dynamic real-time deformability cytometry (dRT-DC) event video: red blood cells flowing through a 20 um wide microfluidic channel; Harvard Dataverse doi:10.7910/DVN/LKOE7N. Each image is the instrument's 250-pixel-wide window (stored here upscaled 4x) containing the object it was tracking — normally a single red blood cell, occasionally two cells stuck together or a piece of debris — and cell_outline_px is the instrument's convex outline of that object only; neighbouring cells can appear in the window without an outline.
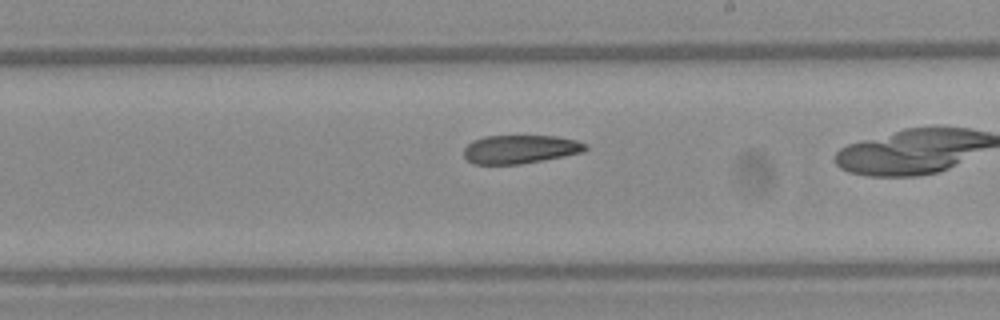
{"species": "Egyptian fruit bat (a non-hibernating species)", "species_latin": "Rousettus aegyptiacus", "temperature_condition": "warm", "stored_images_in_passage": 25, "camera_frame_rate_fps": 3000, "um_per_image_px": 0.085, "frame": {"image": 1, "passage_image": 15, "time_ms": 4.667, "image_size_px": [1000, 320], "cell_outline_px": [[588, 148], [584, 152], [564, 156], [520, 164], [472, 164], [464, 156], [464, 148], [472, 140], [484, 136], [556, 136], [576, 140], [588, 144]], "centroid_in_image_um": [44.22, 12.68], "position_along_channel_um": 244.8, "area_um2": 20.29}}
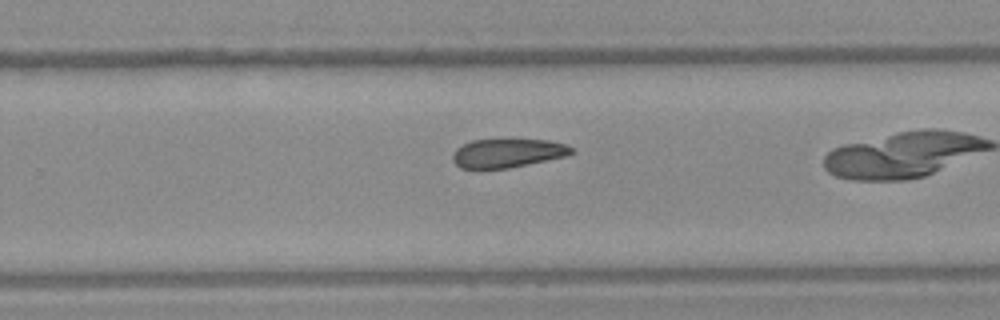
{"frame": {"image": 2, "passage_image": 18, "time_ms": 5.667, "image_size_px": [1000, 320], "cell_outline_px": [[576, 152], [564, 156], [508, 168], [460, 168], [452, 160], [452, 156], [456, 148], [472, 140], [548, 140], [564, 144], [572, 148]], "centroid_in_image_um": [43.12, 13.01], "position_along_channel_um": 286.7, "area_um2": 19.54}}